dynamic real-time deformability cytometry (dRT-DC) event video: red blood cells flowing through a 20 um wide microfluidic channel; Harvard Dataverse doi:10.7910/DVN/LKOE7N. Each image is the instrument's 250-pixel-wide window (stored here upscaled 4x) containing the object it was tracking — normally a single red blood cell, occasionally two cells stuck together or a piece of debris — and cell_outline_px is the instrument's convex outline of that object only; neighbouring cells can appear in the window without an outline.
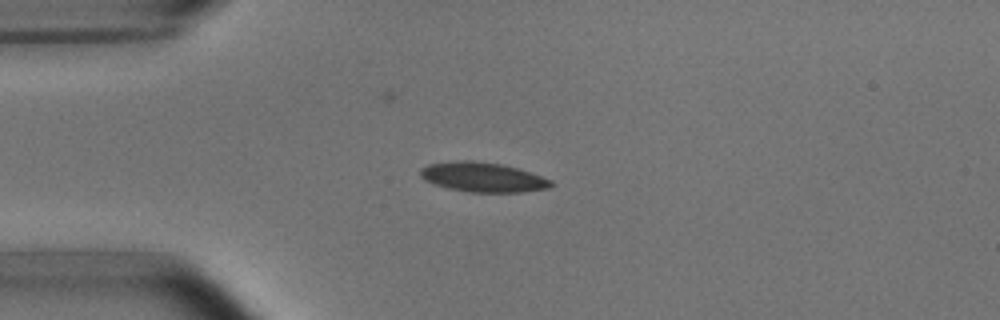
{"species": "common noctule bat (a hibernating species)", "species_latin": "Nyctalus noctula", "temperature_condition": "room temperature", "stored_images_in_passage": 5, "camera_frame_rate_fps": 3000, "um_per_image_px": 0.085, "animal": {"sex": "male", "body_mass_g": 15.6}, "frame": {"image": 1, "passage_image": 4, "time_ms": 3.667, "image_size_px": [1000, 320], "cell_outline_px": [[556, 184], [548, 188], [520, 192], [468, 192], [448, 188], [432, 184], [424, 180], [420, 176], [420, 168], [428, 164], [460, 160], [472, 160], [500, 164], [516, 168], [552, 180]], "centroid_in_image_um": [41.0, 15.06], "position_along_channel_um": 44.0, "area_um2": 22.54}}